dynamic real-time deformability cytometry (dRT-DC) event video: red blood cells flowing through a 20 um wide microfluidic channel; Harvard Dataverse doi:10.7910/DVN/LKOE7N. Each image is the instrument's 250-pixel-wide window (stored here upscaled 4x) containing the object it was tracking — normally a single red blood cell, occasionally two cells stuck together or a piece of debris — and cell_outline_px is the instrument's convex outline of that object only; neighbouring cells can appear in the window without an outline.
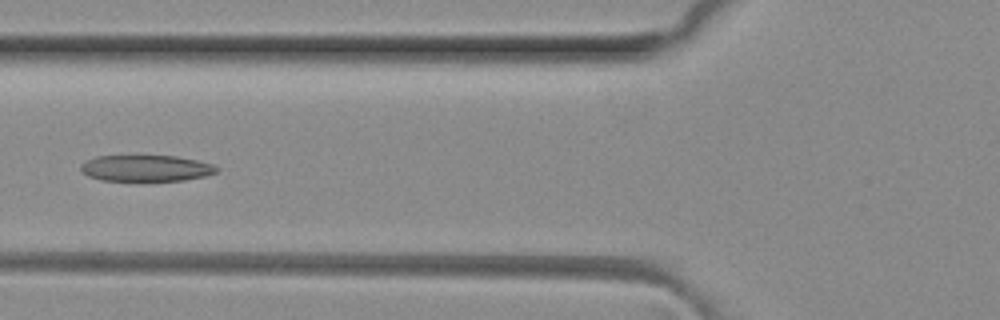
{"species": "common noctule bat (a hibernating species)", "species_latin": "Nyctalus noctula", "temperature_condition": "room temperature", "stored_images_in_passage": 6, "camera_frame_rate_fps": 3000, "um_per_image_px": 0.085, "animal": {"sex": "female", "body_mass_g": 29.2, "forearm_length_mm": 56.3}, "frame": {"image": 1, "passage_image": 5, "time_ms": 1.333, "image_size_px": [1000, 320], "cell_outline_px": [[220, 168], [216, 172], [204, 176], [184, 180], [100, 180], [88, 176], [80, 168], [80, 164], [96, 156], [176, 156], [196, 160], [212, 164]], "centroid_in_image_um": [12.41, 14.29], "position_along_channel_um": 113.4, "area_um2": 20.52}}
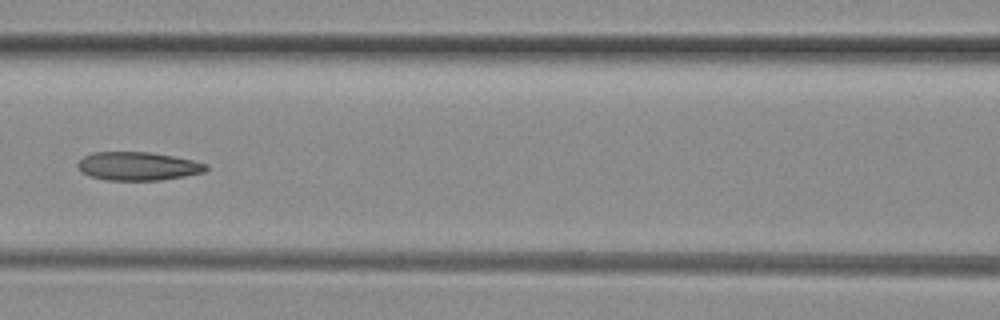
{"frame": {"image": 2, "passage_image": 6, "time_ms": 1.667, "image_size_px": [1000, 320], "cell_outline_px": [[208, 168], [204, 172], [184, 176], [160, 180], [104, 180], [88, 176], [76, 164], [84, 156], [92, 152], [152, 152], [192, 160], [208, 164]], "centroid_in_image_um": [11.72, 14.12], "position_along_channel_um": 154.9, "area_um2": 21.21}}